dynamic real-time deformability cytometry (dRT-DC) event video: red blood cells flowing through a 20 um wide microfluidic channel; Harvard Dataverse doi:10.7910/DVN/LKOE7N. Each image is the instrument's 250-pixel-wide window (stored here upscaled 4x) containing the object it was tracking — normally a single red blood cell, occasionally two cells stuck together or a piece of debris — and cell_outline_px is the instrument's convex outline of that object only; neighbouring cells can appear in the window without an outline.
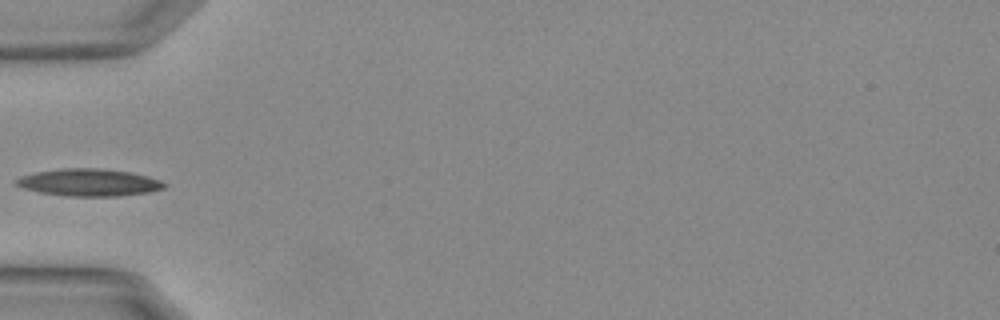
{"species": "Egyptian fruit bat (a non-hibernating species)", "species_latin": "Rousettus aegyptiacus", "temperature_condition": "warm", "stored_images_in_passage": 37, "camera_frame_rate_fps": 3000, "um_per_image_px": 0.085, "animal": {"sex": "female"}, "frame": {"image": 1, "passage_image": 1, "time_ms": 0.0, "image_size_px": [1000, 320], "cell_outline_px": [[168, 184], [164, 188], [148, 192], [116, 196], [64, 196], [40, 192], [24, 188], [16, 184], [12, 180], [20, 176], [36, 172], [60, 168], [96, 168], [128, 172], [160, 180]], "centroid_in_image_um": [7.51, 15.51], "position_along_channel_um": 77.5, "area_um2": 23.35}}
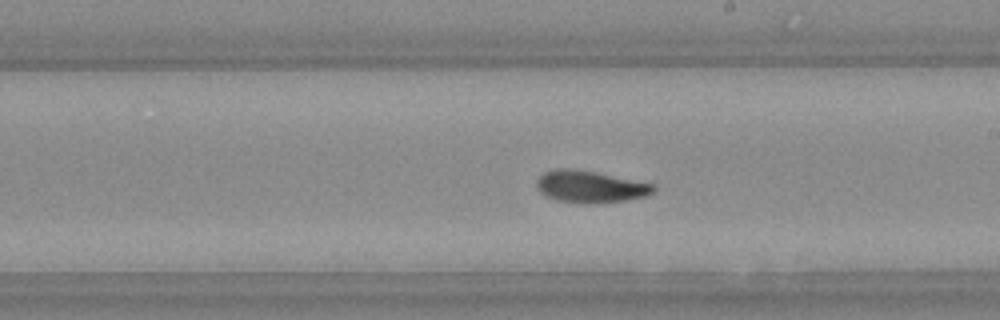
{"frame": {"image": 2, "passage_image": 14, "time_ms": 4.333, "image_size_px": [1000, 320], "cell_outline_px": [[656, 188], [652, 192], [644, 196], [628, 200], [600, 204], [588, 204], [556, 200], [544, 196], [536, 188], [536, 180], [544, 172], [556, 168], [572, 168], [656, 184]], "centroid_in_image_um": [50.14, 15.88], "position_along_channel_um": 238.9, "area_um2": 21.96}}
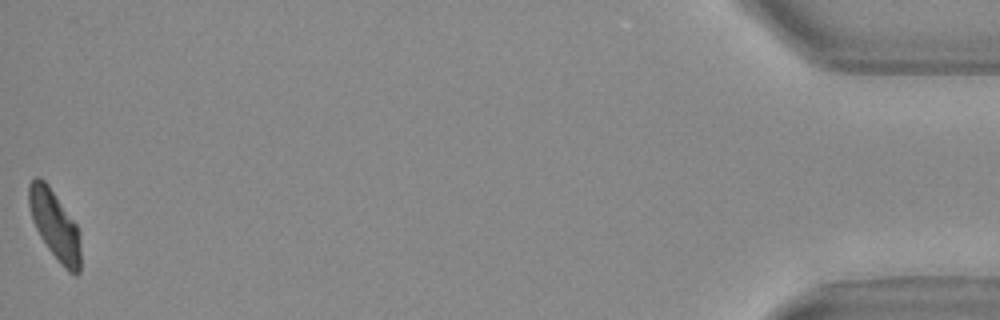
{"frame": {"image": 3, "passage_image": 37, "time_ms": 12.0, "image_size_px": [1000, 320], "cell_outline_px": [[80, 272], [76, 276], [68, 272], [60, 264], [48, 248], [40, 236], [32, 220], [28, 204], [28, 184], [36, 176], [40, 176], [48, 184], [76, 224], [80, 232]], "centroid_in_image_um": [4.65, 19.13], "position_along_channel_um": 430.5, "area_um2": 20.98}}